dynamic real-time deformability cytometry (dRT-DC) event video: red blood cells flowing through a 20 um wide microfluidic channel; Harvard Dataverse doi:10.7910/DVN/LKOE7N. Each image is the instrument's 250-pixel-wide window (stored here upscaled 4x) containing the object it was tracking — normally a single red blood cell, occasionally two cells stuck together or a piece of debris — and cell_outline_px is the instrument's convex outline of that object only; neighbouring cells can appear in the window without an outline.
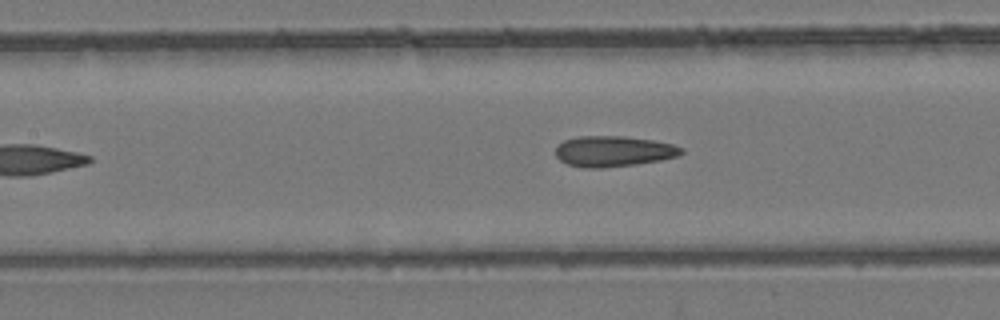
{"species": "common noctule bat (a hibernating species)", "species_latin": "Nyctalus noctula", "temperature_condition": "room temperature", "stored_images_in_passage": 6, "camera_frame_rate_fps": 3000, "um_per_image_px": 0.085, "animal": {"sex": "female", "body_mass_g": 24.6, "forearm_length_mm": 56.2}, "frame": {"image": 1, "passage_image": 5, "time_ms": 4.667, "image_size_px": [1000, 320], "cell_outline_px": [[684, 152], [680, 156], [660, 160], [636, 164], [600, 168], [584, 168], [568, 164], [560, 160], [556, 156], [556, 148], [564, 140], [576, 136], [624, 136], [652, 140], [672, 144], [684, 148]], "centroid_in_image_um": [52.16, 12.86], "position_along_channel_um": 155.2, "area_um2": 22.54}}
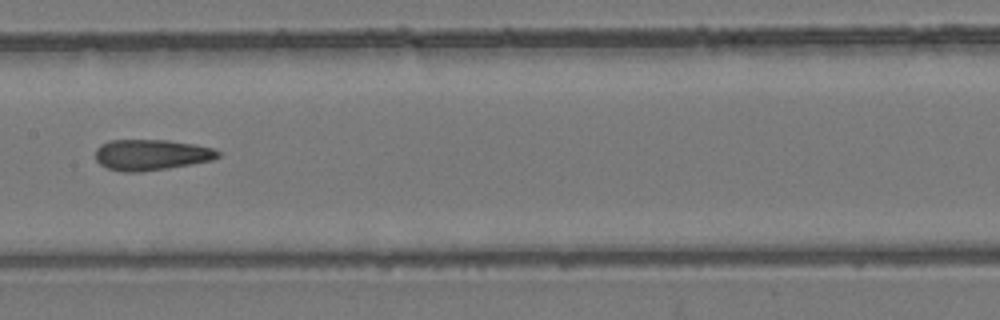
{"frame": {"image": 2, "passage_image": 6, "time_ms": 5.667, "image_size_px": [1000, 320], "cell_outline_px": [[220, 156], [212, 160], [168, 168], [140, 172], [120, 172], [108, 168], [100, 164], [96, 160], [96, 148], [100, 144], [108, 140], [168, 140], [192, 144], [212, 148], [220, 152]], "centroid_in_image_um": [12.82, 13.16], "position_along_channel_um": 194.6, "area_um2": 22.02}}